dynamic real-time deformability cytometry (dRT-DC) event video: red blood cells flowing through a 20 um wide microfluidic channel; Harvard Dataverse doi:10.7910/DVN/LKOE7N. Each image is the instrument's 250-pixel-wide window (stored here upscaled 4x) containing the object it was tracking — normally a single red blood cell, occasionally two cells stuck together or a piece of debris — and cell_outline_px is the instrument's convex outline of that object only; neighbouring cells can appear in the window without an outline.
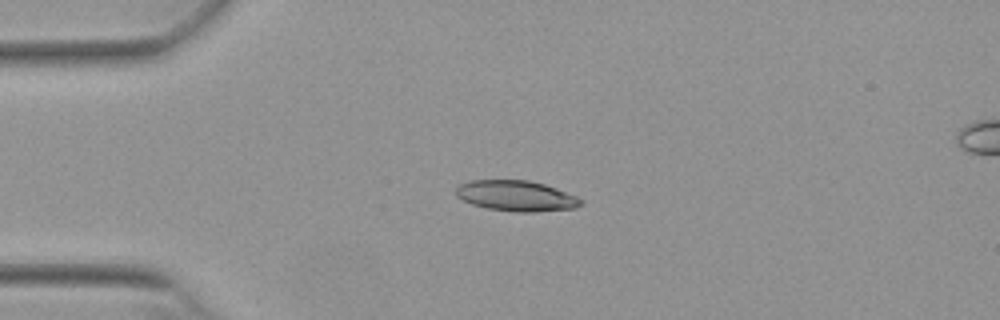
{"species": "Egyptian fruit bat (a non-hibernating species)", "species_latin": "Rousettus aegyptiacus", "temperature_condition": "warm", "stored_images_in_passage": 49, "camera_frame_rate_fps": 3000, "um_per_image_px": 0.085, "animal": {"sex": "female"}, "frame": {"image": 1, "passage_image": 9, "time_ms": 2.667, "image_size_px": [1000, 320], "cell_outline_px": [[584, 204], [576, 208], [536, 212], [516, 212], [488, 208], [472, 204], [456, 196], [456, 188], [460, 184], [472, 180], [528, 180], [544, 184], [556, 188], [576, 196], [584, 200]], "centroid_in_image_um": [43.92, 16.65], "position_along_channel_um": 41.1, "area_um2": 22.31}}
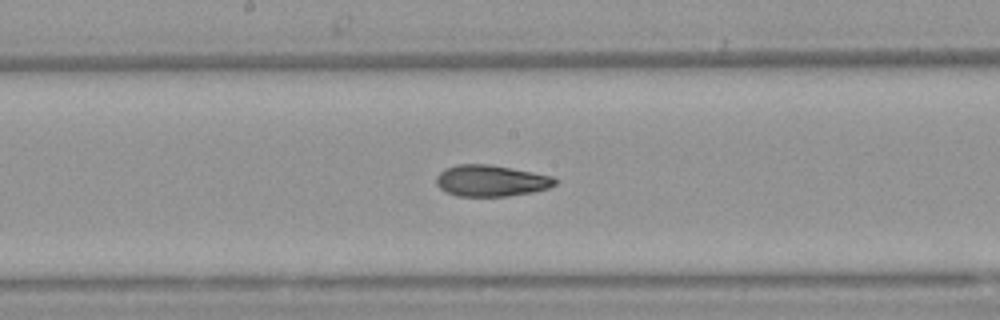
{"frame": {"image": 2, "passage_image": 24, "time_ms": 7.667, "image_size_px": [1000, 320], "cell_outline_px": [[560, 180], [556, 184], [548, 188], [532, 192], [508, 196], [456, 196], [440, 188], [436, 184], [436, 176], [444, 168], [456, 164], [488, 164], [532, 172], [552, 176]], "centroid_in_image_um": [41.73, 15.36], "position_along_channel_um": 206.5, "area_um2": 21.73}}
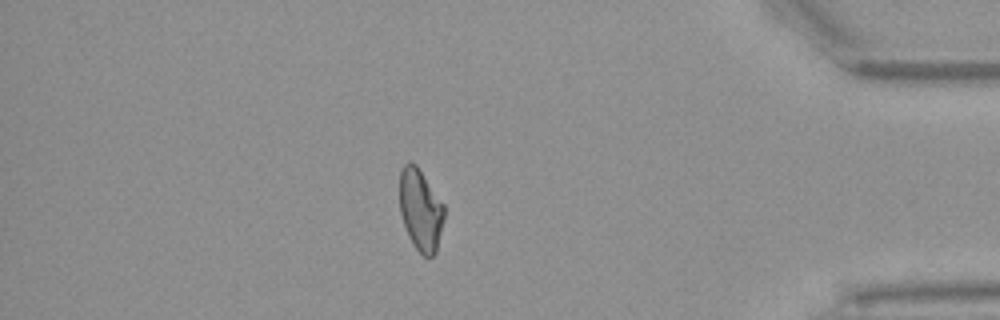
{"frame": {"image": 3, "passage_image": 42, "time_ms": 13.667, "image_size_px": [1000, 320], "cell_outline_px": [[444, 216], [436, 252], [428, 260], [412, 244], [408, 236], [400, 212], [400, 172], [404, 164], [408, 160], [416, 164], [444, 204]], "centroid_in_image_um": [35.74, 17.84], "position_along_channel_um": 399.5, "area_um2": 21.21}, "authors_computed_cell_mechanics": {"area_um2": 21.964, "velocity_mm_per_s": 3.8513, "shape_relaxation_time_tau1_ms": null, "shape_relaxation_time_tau2_ms": 2.9557, "deformation_change_tau1": null, "deformation_change_tau2": 0.1016}}